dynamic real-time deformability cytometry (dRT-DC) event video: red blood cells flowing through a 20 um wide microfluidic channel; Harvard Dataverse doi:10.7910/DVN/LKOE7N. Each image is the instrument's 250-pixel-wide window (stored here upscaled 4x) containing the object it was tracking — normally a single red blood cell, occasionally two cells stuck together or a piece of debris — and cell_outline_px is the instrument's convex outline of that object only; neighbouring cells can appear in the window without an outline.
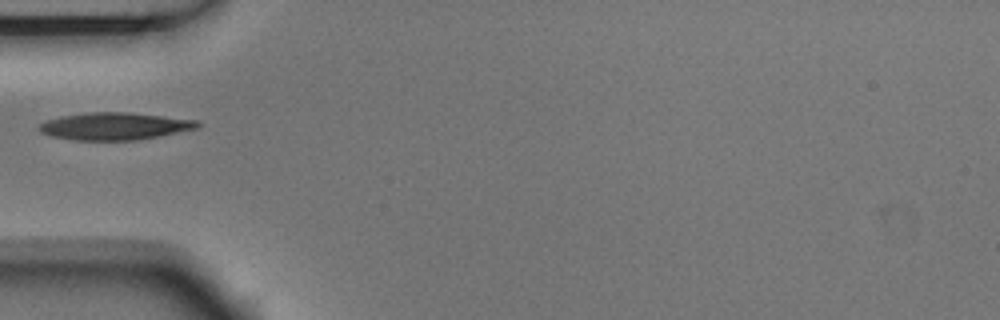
{"species": "Egyptian fruit bat (a non-hibernating species)", "species_latin": "Rousettus aegyptiacus", "temperature_condition": "room temperature", "stored_images_in_passage": 2, "camera_frame_rate_fps": 3000, "um_per_image_px": 0.085, "animal": {"sex": "male"}, "frame": {"image": 1, "passage_image": 1, "time_ms": 0.0, "image_size_px": [1000, 320], "cell_outline_px": [[204, 124], [200, 128], [136, 140], [76, 140], [52, 136], [40, 132], [36, 128], [40, 124], [48, 120], [64, 116], [88, 112], [128, 112], [196, 120]], "centroid_in_image_um": [9.78, 10.72], "position_along_channel_um": 75.2, "area_um2": 25.09}}
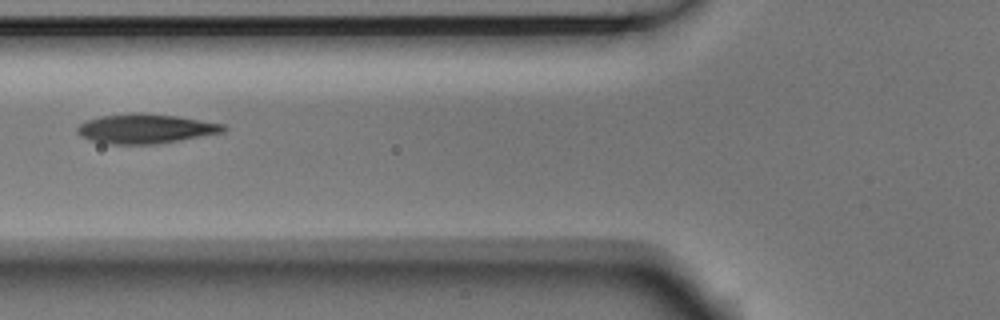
{"frame": {"image": 2, "passage_image": 2, "time_ms": 0.333, "image_size_px": [1000, 320], "cell_outline_px": [[228, 128], [224, 132], [152, 144], [112, 144], [88, 140], [80, 136], [76, 132], [76, 128], [80, 124], [88, 120], [100, 116], [132, 112], [176, 116], [224, 124]], "centroid_in_image_um": [12.32, 10.93], "position_along_channel_um": 113.5, "area_um2": 24.85}}